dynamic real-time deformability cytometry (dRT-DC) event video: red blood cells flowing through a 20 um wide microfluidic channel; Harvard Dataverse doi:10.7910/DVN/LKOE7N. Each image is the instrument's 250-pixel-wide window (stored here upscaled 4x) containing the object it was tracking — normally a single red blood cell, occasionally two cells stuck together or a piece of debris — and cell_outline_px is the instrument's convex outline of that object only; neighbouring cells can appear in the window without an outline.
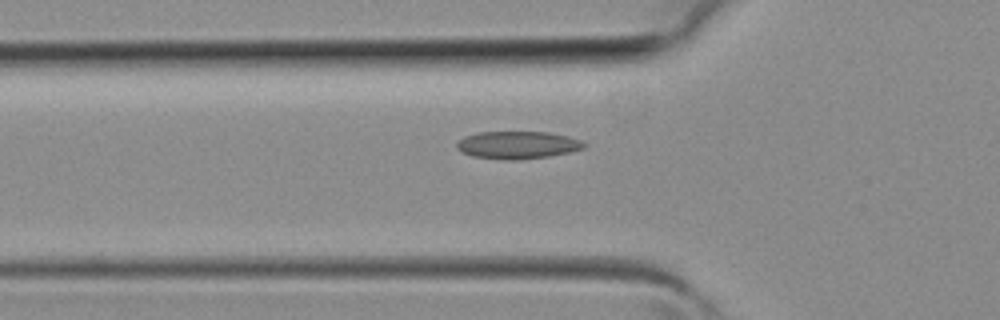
{"species": "common noctule bat (a hibernating species)", "species_latin": "Nyctalus noctula", "temperature_condition": "room temperature", "stored_images_in_passage": 28, "camera_frame_rate_fps": 3000, "um_per_image_px": 0.085, "animal": {"sex": "female", "body_mass_g": 19.3, "forearm_length_mm": 54.1}, "frame": {"image": 1, "passage_image": 6, "time_ms": 1.667, "image_size_px": [1000, 320], "cell_outline_px": [[588, 144], [584, 148], [572, 152], [548, 156], [520, 160], [504, 160], [472, 156], [460, 152], [456, 148], [456, 144], [464, 136], [476, 132], [548, 132], [568, 136], [580, 140]], "centroid_in_image_um": [43.99, 12.33], "position_along_channel_um": 81.8, "area_um2": 20.69}}
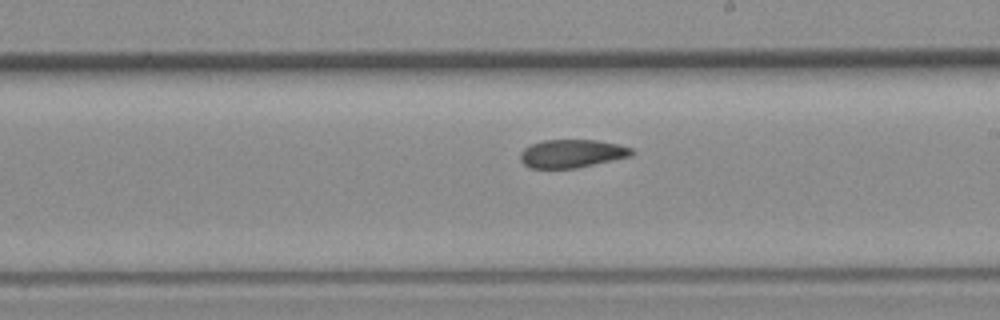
{"frame": {"image": 2, "passage_image": 15, "time_ms": 4.667, "image_size_px": [1000, 320], "cell_outline_px": [[636, 152], [632, 156], [576, 168], [528, 168], [520, 160], [520, 152], [524, 148], [532, 144], [544, 140], [596, 140], [620, 144], [632, 148]], "centroid_in_image_um": [48.63, 13.05], "position_along_channel_um": 240.4, "area_um2": 18.44}}
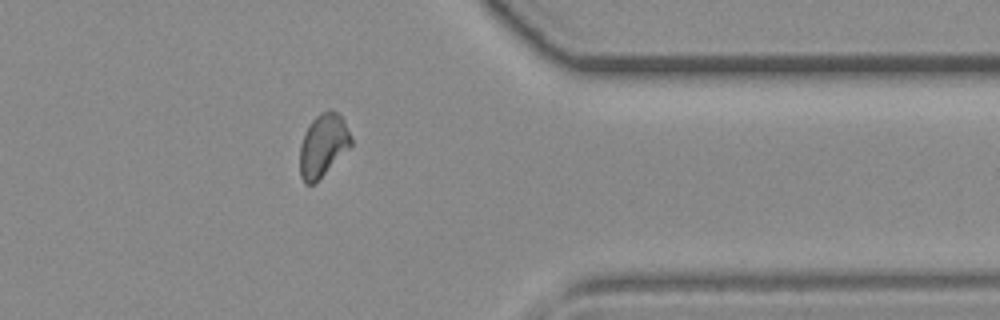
{"frame": {"image": 3, "passage_image": 24, "time_ms": 7.667, "image_size_px": [1000, 320], "cell_outline_px": [[352, 144], [316, 184], [304, 184], [300, 176], [300, 144], [304, 132], [312, 120], [320, 112], [332, 108], [344, 120], [352, 136]], "centroid_in_image_um": [27.45, 12.36], "position_along_channel_um": 383.9, "area_um2": 19.02}}